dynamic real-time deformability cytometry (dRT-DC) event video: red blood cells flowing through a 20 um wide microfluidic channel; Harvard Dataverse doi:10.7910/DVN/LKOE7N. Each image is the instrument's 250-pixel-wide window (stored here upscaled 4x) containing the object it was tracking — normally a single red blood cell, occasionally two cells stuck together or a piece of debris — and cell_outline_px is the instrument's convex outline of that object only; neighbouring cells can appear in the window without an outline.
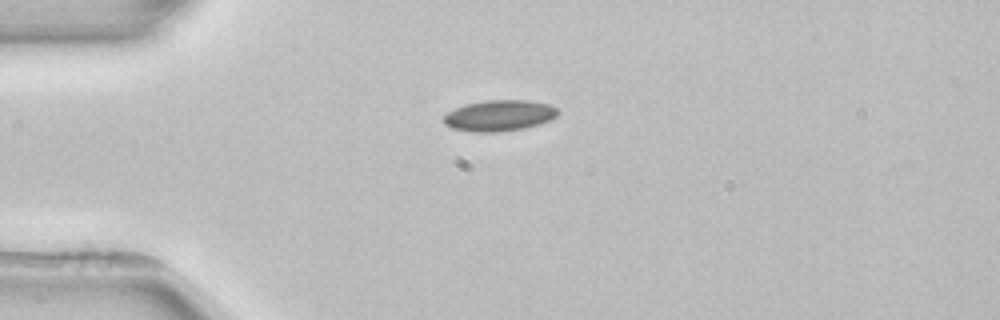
{"species": "common noctule bat (a hibernating species)", "species_latin": "Nyctalus noctula", "temperature_condition": "room temperature", "stored_images_in_passage": 2, "camera_frame_rate_fps": 3000, "um_per_image_px": 0.085, "animal": {"sex": "female", "body_mass_g": 22.7, "forearm_length_mm": 54.2}, "frame": {"image": 1, "passage_image": 1, "time_ms": 0.0, "image_size_px": [1000, 320], "cell_outline_px": [[560, 112], [556, 116], [540, 124], [524, 128], [500, 132], [472, 132], [452, 128], [444, 124], [444, 116], [448, 112], [464, 104], [484, 100], [528, 100], [548, 104], [556, 108]], "centroid_in_image_um": [42.43, 9.82], "position_along_channel_um": 42.6, "area_um2": 20.69}}